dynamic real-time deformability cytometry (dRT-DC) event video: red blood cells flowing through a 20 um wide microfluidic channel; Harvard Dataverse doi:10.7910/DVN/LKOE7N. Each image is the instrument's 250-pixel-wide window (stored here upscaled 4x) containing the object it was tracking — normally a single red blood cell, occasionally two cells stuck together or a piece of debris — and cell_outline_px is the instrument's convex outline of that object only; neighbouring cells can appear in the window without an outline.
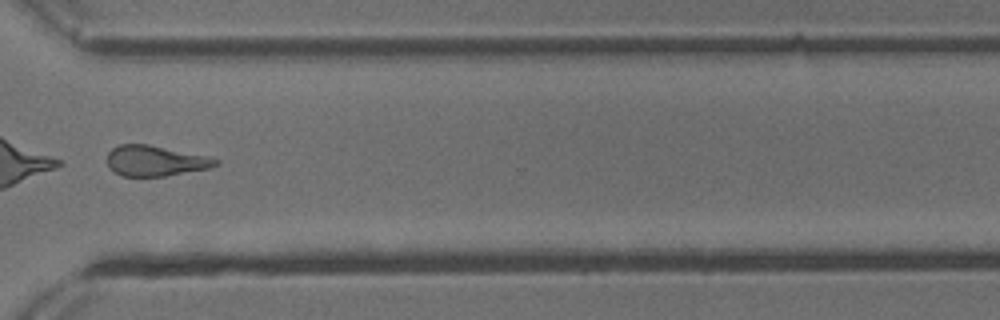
{"species": "common noctule bat (a hibernating species)", "species_latin": "Nyctalus noctula", "temperature_condition": "cold", "stored_images_in_passage": 53, "segment_of_instrument_passage": [2, 2], "camera_frame_rate_fps": 3000, "um_per_image_px": 0.085, "animal": {"sex": "male", "body_mass_g": 13.3}, "frame": {"image": 1, "passage_image": 40, "time_ms": 13.0, "image_size_px": [1000, 320], "cell_outline_px": [[220, 164], [212, 168], [164, 176], [120, 176], [108, 164], [108, 152], [112, 148], [120, 144], [148, 144], [220, 160]], "centroid_in_image_um": [13.2, 13.68], "position_along_channel_um": 357.4, "area_um2": 18.96}}